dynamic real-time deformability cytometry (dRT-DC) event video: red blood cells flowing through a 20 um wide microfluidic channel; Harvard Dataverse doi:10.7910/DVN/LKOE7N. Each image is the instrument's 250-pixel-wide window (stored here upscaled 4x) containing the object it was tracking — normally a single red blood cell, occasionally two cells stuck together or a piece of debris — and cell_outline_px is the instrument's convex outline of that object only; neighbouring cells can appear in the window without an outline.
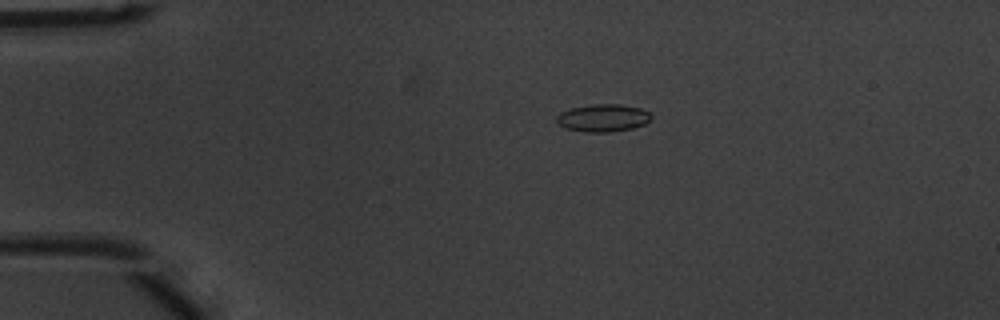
{"species": "common noctule bat (a hibernating species)", "species_latin": "Nyctalus noctula", "temperature_condition": "warm", "stored_images_in_passage": 42, "camera_frame_rate_fps": 3000, "um_per_image_px": 0.085, "animal": {"sex": "male", "body_mass_g": 20.1, "forearm_length_mm": 53.5}, "frame": {"image": 1, "passage_image": 2, "time_ms": 0.333, "image_size_px": [1000, 320], "cell_outline_px": [[652, 116], [644, 124], [632, 128], [608, 132], [584, 132], [564, 128], [556, 124], [556, 116], [560, 112], [572, 108], [592, 104], [620, 104], [640, 108], [648, 112]], "centroid_in_image_um": [51.2, 10.02], "position_along_channel_um": 33.8, "area_um2": 15.2}}
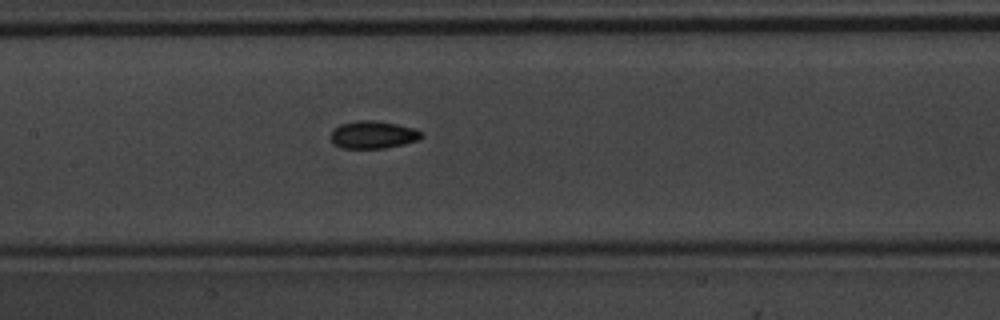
{"frame": {"image": 2, "passage_image": 16, "time_ms": 5.0, "image_size_px": [1000, 320], "cell_outline_px": [[424, 136], [416, 140], [404, 144], [384, 148], [340, 148], [332, 144], [328, 136], [340, 124], [356, 120], [372, 120], [396, 124], [416, 128]], "centroid_in_image_um": [31.66, 11.46], "position_along_channel_um": 175.7, "area_um2": 14.68}}
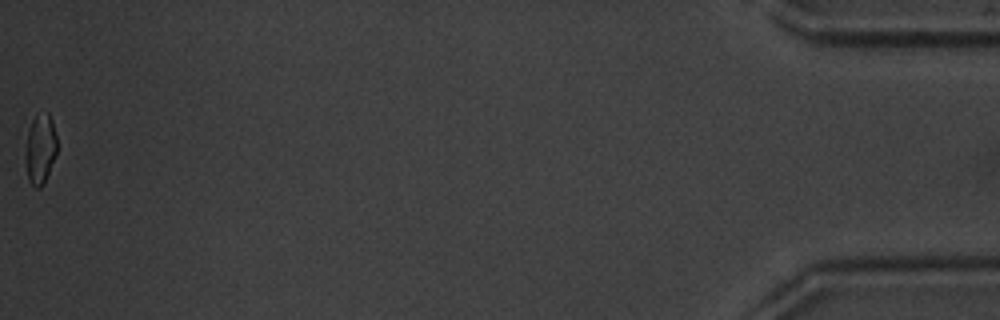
{"frame": {"image": 3, "passage_image": 42, "time_ms": 13.667, "image_size_px": [1000, 320], "cell_outline_px": [[56, 152], [44, 184], [40, 188], [36, 188], [28, 180], [24, 160], [28, 132], [32, 120], [36, 116], [48, 112], [52, 120], [56, 136]], "centroid_in_image_um": [3.41, 12.7], "position_along_channel_um": 431.8, "area_um2": 12.72}, "authors_computed_cell_mechanics": {"area_um2": 14.1032, "velocity_mm_per_s": 4.0364, "shape_relaxation_time_tau1_ms": 3.4331, "shape_relaxation_time_tau2_ms": 3.2615, "deformation_change_tau1": 0.1014, "deformation_change_tau2": 0.0803}}